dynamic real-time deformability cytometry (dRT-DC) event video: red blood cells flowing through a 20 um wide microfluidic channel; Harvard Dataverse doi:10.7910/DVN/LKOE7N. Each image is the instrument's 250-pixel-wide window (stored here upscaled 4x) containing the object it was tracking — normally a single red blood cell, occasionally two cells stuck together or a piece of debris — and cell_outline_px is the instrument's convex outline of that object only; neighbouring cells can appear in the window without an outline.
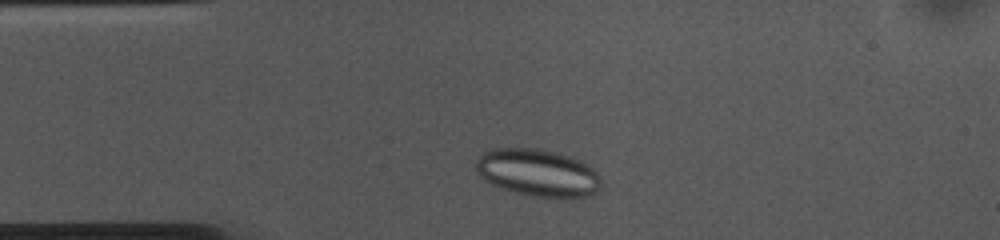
{"species": "common noctule bat (a hibernating species)", "species_latin": "Nyctalus noctula", "temperature_condition": "cold", "stored_images_in_passage": 36, "camera_frame_rate_fps": 3000, "um_per_image_px": 0.085, "animal": {"sex": "female", "body_mass_g": 10.0, "forearm_length_mm": 53.1}, "frame": {"image": 1, "passage_image": 4, "time_ms": 1.0, "image_size_px": [1000, 240], "cell_outline_px": [[600, 188], [596, 192], [588, 196], [568, 200], [532, 196], [500, 188], [492, 184], [480, 176], [476, 172], [476, 160], [484, 152], [492, 148], [540, 148], [568, 156], [592, 168], [600, 176]], "centroid_in_image_um": [45.71, 14.72], "position_along_channel_um": 39.3, "area_um2": 34.8}}
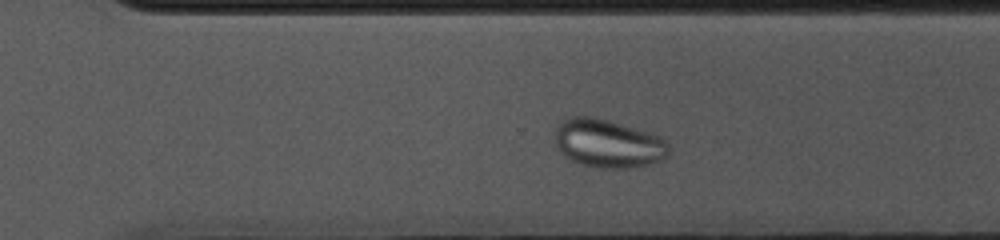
{"frame": {"image": 2, "passage_image": 29, "time_ms": 9.333, "image_size_px": [1000, 240], "cell_outline_px": [[668, 156], [664, 160], [648, 164], [628, 168], [604, 168], [584, 164], [572, 160], [560, 152], [556, 144], [556, 124], [560, 120], [572, 116], [592, 116], [608, 120], [648, 132], [660, 136], [668, 144]], "centroid_in_image_um": [51.68, 12.18], "position_along_channel_um": 318.9, "area_um2": 31.96}}
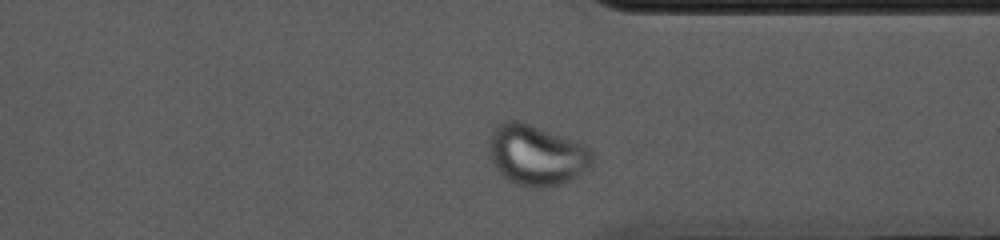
{"frame": {"image": 3, "passage_image": 33, "time_ms": 10.667, "image_size_px": [1000, 240], "cell_outline_px": [[592, 164], [588, 168], [572, 180], [560, 184], [544, 188], [528, 188], [516, 184], [508, 180], [496, 168], [492, 160], [488, 144], [488, 140], [496, 124], [508, 120], [520, 120], [532, 124], [576, 140], [588, 148], [592, 152]], "centroid_in_image_um": [45.6, 13.17], "position_along_channel_um": 365.8, "area_um2": 36.82}}